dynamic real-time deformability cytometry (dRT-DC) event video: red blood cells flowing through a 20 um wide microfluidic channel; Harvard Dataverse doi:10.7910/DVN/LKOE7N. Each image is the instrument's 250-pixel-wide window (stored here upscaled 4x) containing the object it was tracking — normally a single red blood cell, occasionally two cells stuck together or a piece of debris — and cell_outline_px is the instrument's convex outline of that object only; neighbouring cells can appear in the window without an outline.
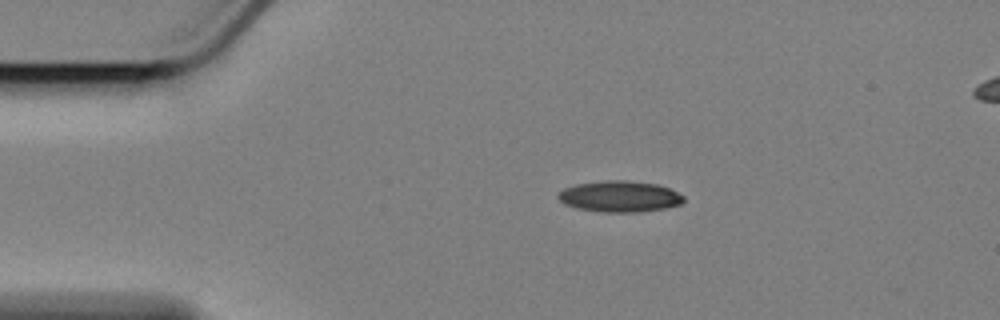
{"species": "Egyptian fruit bat (a non-hibernating species)", "species_latin": "Rousettus aegyptiacus", "temperature_condition": "cold", "stored_images_in_passage": 48, "camera_frame_rate_fps": 3000, "um_per_image_px": 0.085, "animal": {"sex": "female"}, "frame": {"image": 1, "passage_image": 1, "time_ms": 0.0, "image_size_px": [1000, 320], "cell_outline_px": [[684, 200], [680, 204], [664, 208], [636, 212], [600, 212], [576, 208], [564, 204], [556, 196], [564, 188], [576, 184], [604, 180], [628, 180], [656, 184], [668, 188], [684, 196]], "centroid_in_image_um": [52.63, 16.69], "position_along_channel_um": 32.4, "area_um2": 22.72}}
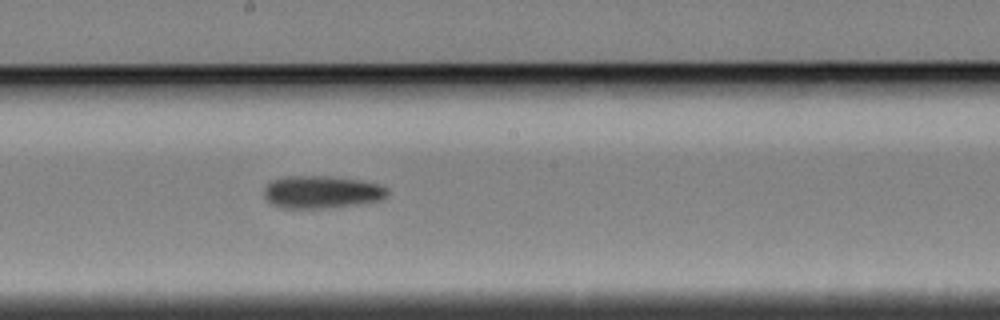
{"frame": {"image": 2, "passage_image": 21, "time_ms": 6.667, "image_size_px": [1000, 320], "cell_outline_px": [[388, 192], [380, 200], [356, 204], [328, 208], [280, 208], [272, 204], [264, 196], [264, 188], [272, 180], [288, 176], [324, 176], [356, 180], [380, 184], [388, 188]], "centroid_in_image_um": [27.31, 16.33], "position_along_channel_um": 220.9, "area_um2": 23.18}}
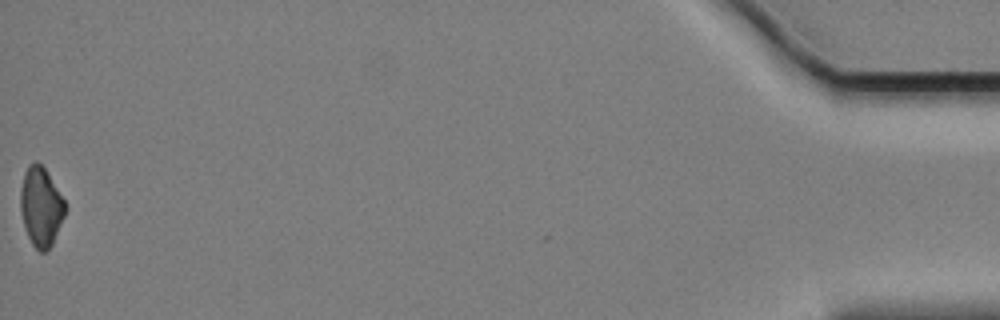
{"frame": {"image": 3, "passage_image": 48, "time_ms": 15.667, "image_size_px": [1000, 320], "cell_outline_px": [[68, 208], [52, 244], [44, 252], [40, 252], [32, 244], [24, 228], [20, 208], [20, 192], [24, 172], [28, 164], [36, 160], [44, 168], [64, 200]], "centroid_in_image_um": [3.47, 17.56], "position_along_channel_um": 431.7, "area_um2": 20.58}, "authors_computed_cell_mechanics": {"area_um2": 22.5131, "velocity_mm_per_s": 3.4307, "shape_relaxation_time_tau1_ms": 10.763, "shape_relaxation_time_tau2_ms": null, "deformation_change_tau1": 0.162, "deformation_change_tau2": null}}